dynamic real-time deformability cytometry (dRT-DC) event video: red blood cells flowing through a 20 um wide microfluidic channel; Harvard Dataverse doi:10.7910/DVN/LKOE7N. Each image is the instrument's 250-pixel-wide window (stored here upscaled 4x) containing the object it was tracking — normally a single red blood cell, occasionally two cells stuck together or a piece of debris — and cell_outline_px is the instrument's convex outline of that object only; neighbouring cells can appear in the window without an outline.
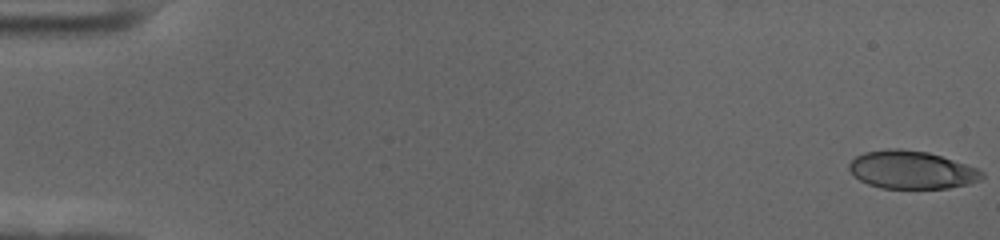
{"species": "human", "species_latin": "Homo sapiens", "temperature_condition": "cold", "stored_images_in_passage": 58, "camera_frame_rate_fps": 3000, "um_per_image_px": 0.085, "donor": {"sex": "female"}, "frame": {"image": 1, "passage_image": 1, "time_ms": 0.0, "image_size_px": [1000, 240], "cell_outline_px": [[984, 176], [980, 180], [968, 184], [948, 188], [880, 188], [868, 184], [860, 180], [848, 168], [848, 164], [856, 156], [864, 152], [888, 148], [900, 148], [928, 152], [976, 168], [984, 172]], "centroid_in_image_um": [77.47, 14.43], "position_along_channel_um": 7.5, "area_um2": 29.25}}
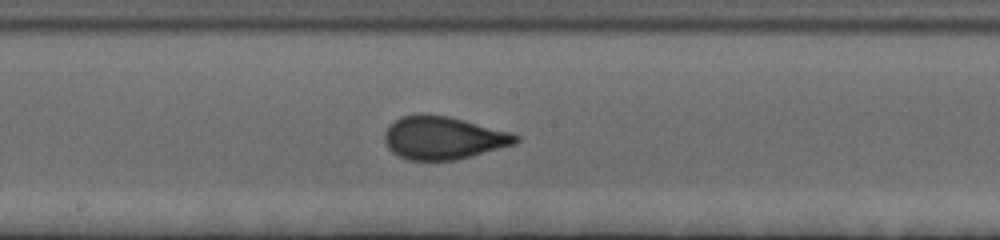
{"frame": {"image": 2, "passage_image": 32, "time_ms": 10.333, "image_size_px": [1000, 240], "cell_outline_px": [[520, 140], [516, 144], [456, 160], [408, 160], [392, 152], [388, 148], [384, 140], [384, 132], [388, 124], [400, 116], [420, 112], [448, 116], [464, 120], [508, 132], [520, 136]], "centroid_in_image_um": [37.62, 11.7], "position_along_channel_um": 210.6, "area_um2": 33.06}}
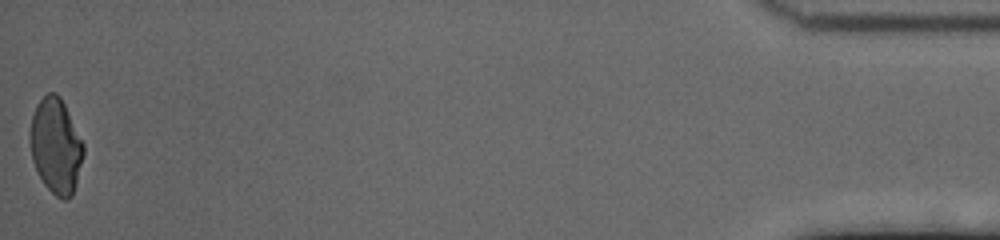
{"frame": {"image": 3, "passage_image": 58, "time_ms": 19.0, "image_size_px": [1000, 240], "cell_outline_px": [[84, 152], [72, 196], [68, 200], [64, 200], [56, 196], [44, 184], [32, 160], [28, 132], [32, 116], [36, 104], [48, 92], [56, 92], [60, 96], [84, 144]], "centroid_in_image_um": [4.73, 12.39], "position_along_channel_um": 430.5, "area_um2": 29.54}, "authors_computed_cell_mechanics": {"area_um2": 31.5299, "velocity_mm_per_s": 3.5552, "shape_relaxation_time_tau1_ms": 4.7106, "shape_relaxation_time_tau2_ms": null, "deformation_change_tau1": 0.1478, "deformation_change_tau2": null}}